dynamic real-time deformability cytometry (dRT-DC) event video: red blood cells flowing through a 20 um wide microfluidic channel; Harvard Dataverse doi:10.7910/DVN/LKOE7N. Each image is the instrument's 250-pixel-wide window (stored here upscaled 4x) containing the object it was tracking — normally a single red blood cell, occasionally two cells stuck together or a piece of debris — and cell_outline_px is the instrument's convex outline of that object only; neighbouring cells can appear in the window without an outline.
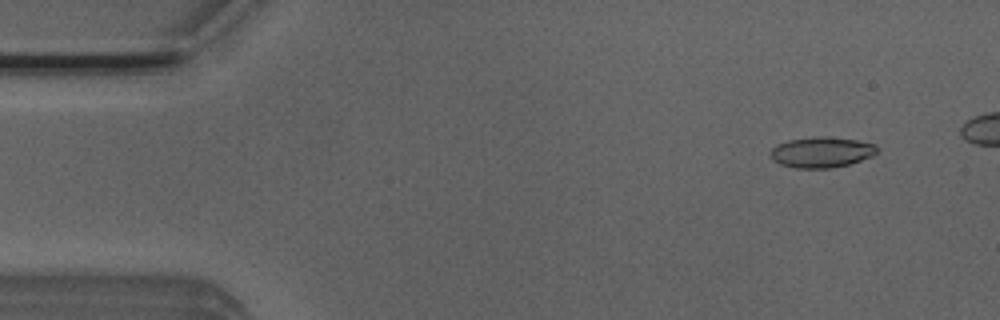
{"species": "Egyptian fruit bat (a non-hibernating species)", "species_latin": "Rousettus aegyptiacus", "temperature_condition": "room temperature", "stored_images_in_passage": 45, "camera_frame_rate_fps": 3000, "um_per_image_px": 0.085, "animal": {"sex": "male"}, "frame": {"image": 1, "passage_image": 4, "time_ms": 1.0, "image_size_px": [1000, 320], "cell_outline_px": [[880, 148], [872, 156], [848, 164], [832, 168], [796, 168], [780, 164], [772, 160], [772, 148], [776, 144], [788, 140], [816, 136], [824, 136], [856, 140], [876, 144]], "centroid_in_image_um": [69.84, 12.93], "position_along_channel_um": 15.2, "area_um2": 19.02}}
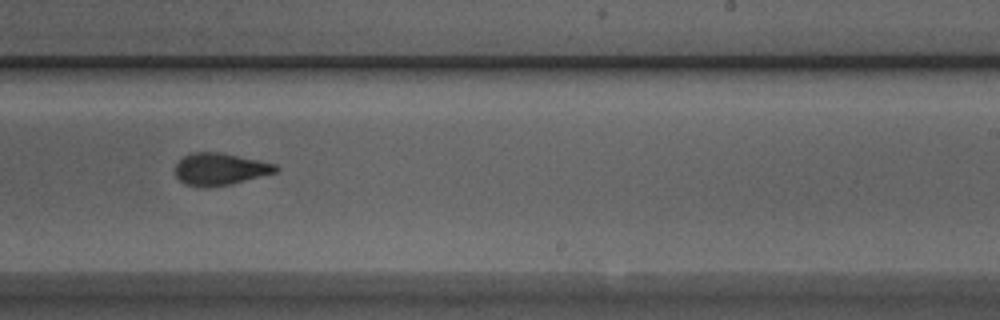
{"frame": {"image": 2, "passage_image": 31, "time_ms": 10.0, "image_size_px": [1000, 320], "cell_outline_px": [[280, 168], [276, 172], [232, 184], [208, 188], [200, 188], [184, 184], [176, 176], [176, 164], [184, 156], [192, 152], [220, 152], [276, 164]], "centroid_in_image_um": [18.69, 14.39], "position_along_channel_um": 270.3, "area_um2": 18.9}}
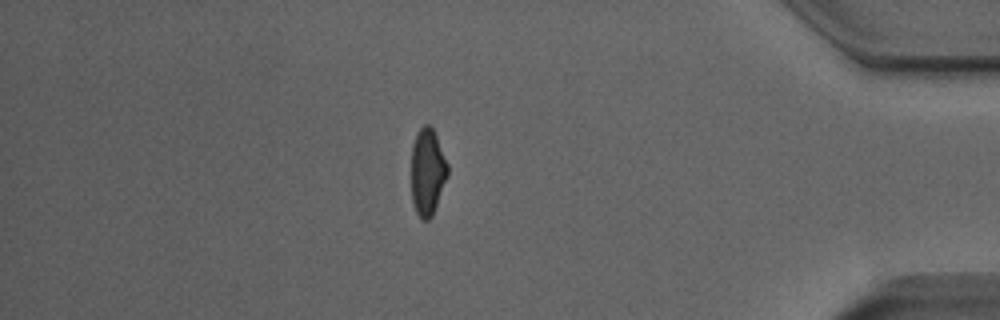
{"frame": {"image": 3, "passage_image": 44, "time_ms": 14.333, "image_size_px": [1000, 320], "cell_outline_px": [[448, 176], [432, 216], [428, 220], [424, 220], [416, 212], [412, 200], [412, 144], [420, 128], [424, 124], [428, 124], [432, 128], [436, 136], [448, 164]], "centroid_in_image_um": [36.34, 14.61], "position_along_channel_um": 398.9, "area_um2": 18.21}}